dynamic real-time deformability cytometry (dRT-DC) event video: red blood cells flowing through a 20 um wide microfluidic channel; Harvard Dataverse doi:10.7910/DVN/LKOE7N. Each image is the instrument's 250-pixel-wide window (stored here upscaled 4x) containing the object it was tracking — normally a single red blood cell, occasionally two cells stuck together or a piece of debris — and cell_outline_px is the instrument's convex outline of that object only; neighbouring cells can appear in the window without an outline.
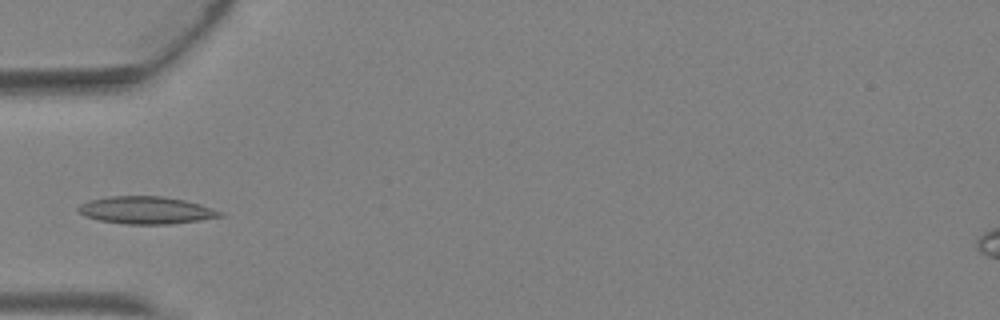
{"species": "Egyptian fruit bat (a non-hibernating species)", "species_latin": "Rousettus aegyptiacus", "temperature_condition": "warm", "stored_images_in_passage": 3, "camera_frame_rate_fps": 3000, "um_per_image_px": 0.085, "animal": {"sex": "female"}, "frame": {"image": 1, "passage_image": 3, "time_ms": 0.667, "image_size_px": [1000, 320], "cell_outline_px": [[224, 216], [200, 220], [168, 224], [124, 224], [100, 220], [84, 216], [76, 212], [76, 208], [80, 204], [88, 200], [108, 196], [160, 196], [184, 200], [200, 204], [224, 212]], "centroid_in_image_um": [12.38, 17.86], "position_along_channel_um": 72.6, "area_um2": 22.77}}